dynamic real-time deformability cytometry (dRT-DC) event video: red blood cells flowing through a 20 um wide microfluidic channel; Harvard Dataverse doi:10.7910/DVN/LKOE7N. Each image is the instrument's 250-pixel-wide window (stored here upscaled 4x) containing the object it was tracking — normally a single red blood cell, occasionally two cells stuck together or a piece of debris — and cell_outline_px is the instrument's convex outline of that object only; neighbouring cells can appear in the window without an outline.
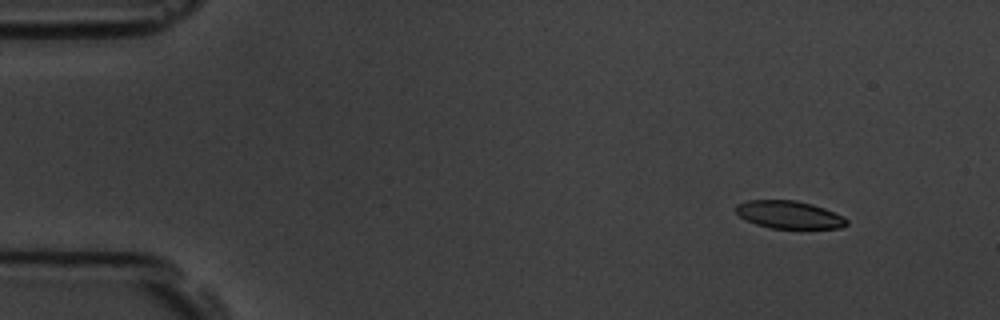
{"species": "common noctule bat (a hibernating species)", "species_latin": "Nyctalus noctula", "temperature_condition": "room temperature", "stored_images_in_passage": 4, "camera_frame_rate_fps": 3000, "um_per_image_px": 0.085, "animal": {"sex": "male", "body_mass_g": 19.5, "forearm_length_mm": 54.6}, "frame": {"image": 1, "passage_image": 1, "time_ms": 0.0, "image_size_px": [1000, 320], "cell_outline_px": [[848, 224], [840, 228], [772, 228], [756, 224], [740, 216], [736, 212], [736, 204], [748, 200], [796, 200], [812, 204], [824, 208], [844, 216], [848, 220]], "centroid_in_image_um": [67.1, 18.24], "position_along_channel_um": 17.9, "area_um2": 17.8}}
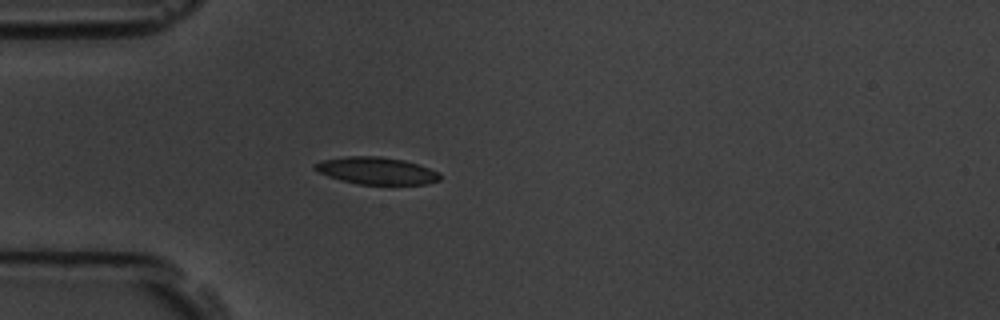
{"frame": {"image": 2, "passage_image": 4, "time_ms": 3.333, "image_size_px": [1000, 320], "cell_outline_px": [[440, 180], [428, 184], [360, 184], [340, 180], [328, 176], [312, 168], [312, 164], [324, 160], [348, 156], [380, 156], [404, 160], [440, 172]], "centroid_in_image_um": [32.0, 14.51], "position_along_channel_um": 53.0, "area_um2": 19.71}}